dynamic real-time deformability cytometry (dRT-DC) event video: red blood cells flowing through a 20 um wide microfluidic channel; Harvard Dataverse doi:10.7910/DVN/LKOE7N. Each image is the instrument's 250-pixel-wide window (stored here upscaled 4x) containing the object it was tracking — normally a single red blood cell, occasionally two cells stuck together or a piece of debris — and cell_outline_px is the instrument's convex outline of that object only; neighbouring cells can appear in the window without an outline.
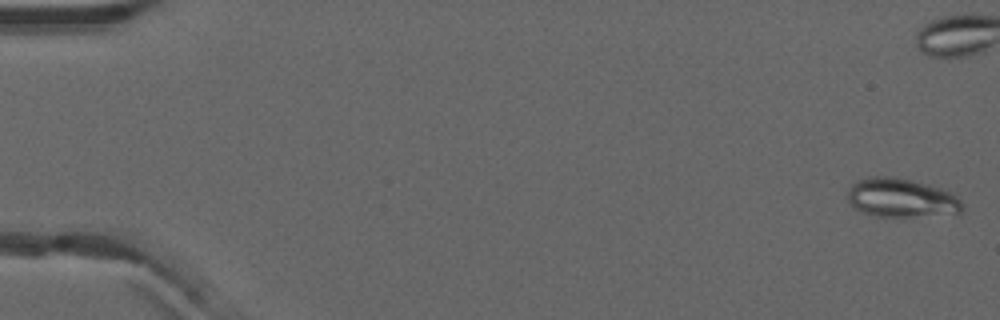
{"species": "common noctule bat (a hibernating species)", "species_latin": "Nyctalus noctula", "temperature_condition": "warm", "stored_images_in_passage": 53, "camera_frame_rate_fps": 3000, "um_per_image_px": 0.085, "animal": {"sex": "male", "forearm_length_mm": 52.5}, "frame": {"image": 1, "passage_image": 1, "time_ms": 0.0, "image_size_px": [1000, 320], "cell_outline_px": [[964, 208], [960, 212], [908, 216], [876, 216], [860, 212], [848, 200], [848, 188], [856, 180], [868, 176], [892, 176], [912, 180], [928, 184], [940, 188], [956, 196], [964, 204]], "centroid_in_image_um": [76.56, 16.79], "position_along_channel_um": 8.4, "area_um2": 25.78}}
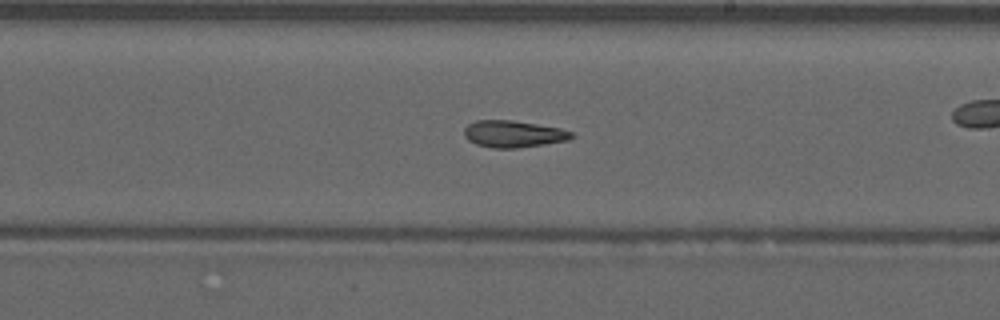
{"frame": {"image": 2, "passage_image": 31, "time_ms": 10.0, "image_size_px": [1000, 320], "cell_outline_px": [[576, 136], [568, 140], [544, 144], [516, 148], [492, 148], [476, 144], [468, 140], [464, 136], [464, 128], [468, 124], [476, 120], [512, 120], [560, 128], [572, 132]], "centroid_in_image_um": [43.62, 11.38], "position_along_channel_um": 245.4, "area_um2": 16.82}, "authors_computed_cell_mechanics": {"area_um2": 17.6868, "velocity_mm_per_s": 3.9624, "shape_relaxation_time_tau1_ms": null, "shape_relaxation_time_tau2_ms": 5.4062, "deformation_change_tau1": null, "deformation_change_tau2": 0.129}}